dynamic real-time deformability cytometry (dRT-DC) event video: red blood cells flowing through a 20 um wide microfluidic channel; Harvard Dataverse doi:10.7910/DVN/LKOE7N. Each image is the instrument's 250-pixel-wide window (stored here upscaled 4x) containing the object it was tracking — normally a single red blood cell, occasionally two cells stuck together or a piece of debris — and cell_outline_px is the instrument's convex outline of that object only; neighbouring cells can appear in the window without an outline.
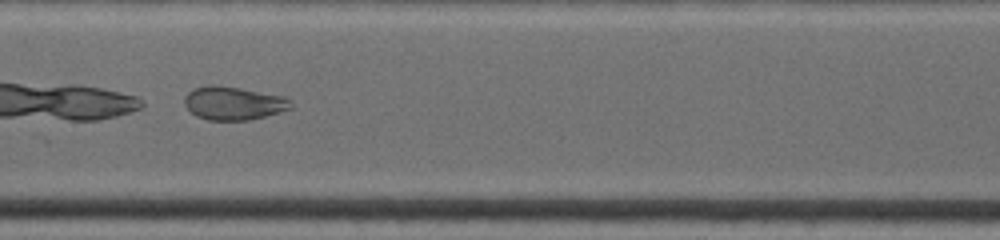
{"species": "common noctule bat (a hibernating species)", "species_latin": "Nyctalus noctula", "temperature_condition": "warm", "stored_images_in_passage": 30, "camera_frame_rate_fps": 4500, "um_per_image_px": 0.085, "animal": {"sex": "female", "body_mass_g": 19.0, "forearm_length_mm": 53.3}, "frame": {"image": 1, "passage_image": 12, "time_ms": 3.556, "image_size_px": [1000, 240], "cell_outline_px": [[292, 108], [280, 112], [248, 120], [208, 120], [196, 116], [184, 104], [184, 96], [188, 92], [196, 88], [208, 84], [216, 84], [288, 96], [292, 100]], "centroid_in_image_um": [19.88, 8.75], "position_along_channel_um": 187.5, "area_um2": 20.92}}